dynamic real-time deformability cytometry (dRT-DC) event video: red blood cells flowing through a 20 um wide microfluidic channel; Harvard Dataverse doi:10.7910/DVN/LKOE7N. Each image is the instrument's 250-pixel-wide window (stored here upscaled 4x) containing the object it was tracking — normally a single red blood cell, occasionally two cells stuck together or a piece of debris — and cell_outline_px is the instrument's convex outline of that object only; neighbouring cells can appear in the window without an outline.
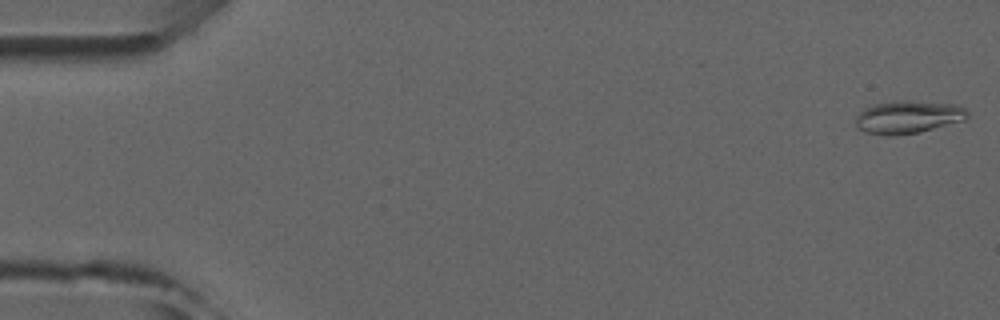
{"species": "common noctule bat (a hibernating species)", "species_latin": "Nyctalus noctula", "temperature_condition": "room temperature", "stored_images_in_passage": 6, "camera_frame_rate_fps": 3000, "um_per_image_px": 0.085, "animal": {"sex": "male", "forearm_length_mm": 52.5}, "frame": {"image": 1, "passage_image": 1, "time_ms": 0.0, "image_size_px": [1000, 320], "cell_outline_px": [[968, 116], [964, 120], [920, 132], [892, 136], [888, 136], [864, 132], [856, 128], [856, 116], [864, 108], [872, 104], [900, 100], [908, 100], [956, 104], [964, 108], [968, 112]], "centroid_in_image_um": [77.16, 9.95], "position_along_channel_um": 7.8, "area_um2": 21.56}}
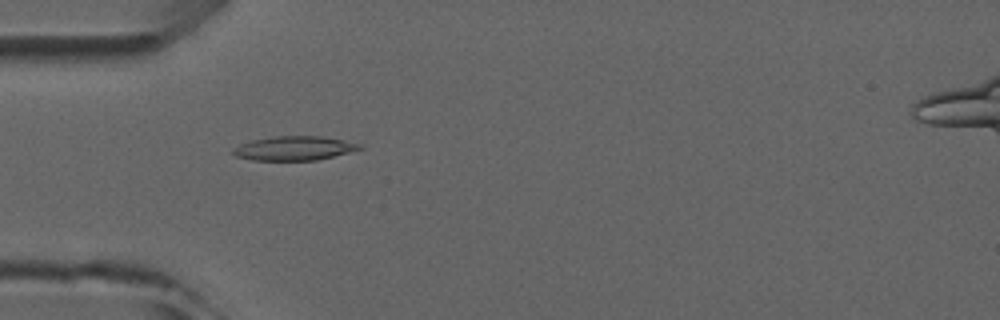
{"frame": {"image": 2, "passage_image": 5, "time_ms": 4.667, "image_size_px": [1000, 320], "cell_outline_px": [[364, 148], [316, 160], [252, 160], [236, 156], [232, 152], [240, 144], [252, 140], [276, 136], [320, 136], [344, 140], [364, 144]], "centroid_in_image_um": [25.05, 12.59], "position_along_channel_um": 60.0, "area_um2": 17.63}}
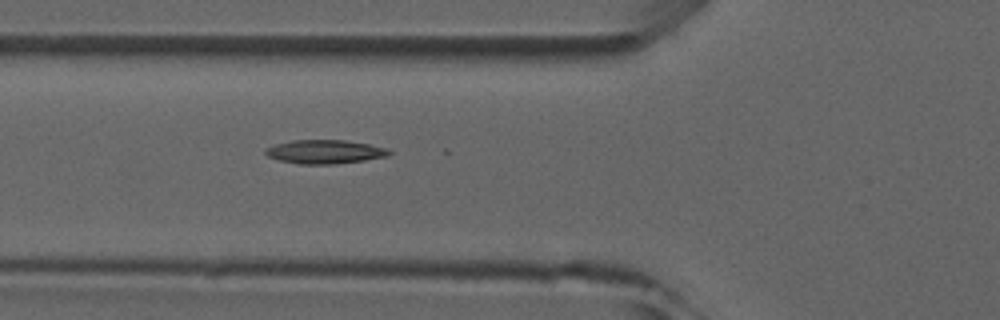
{"frame": {"image": 3, "passage_image": 6, "time_ms": 5.667, "image_size_px": [1000, 320], "cell_outline_px": [[392, 152], [388, 156], [364, 160], [336, 164], [300, 164], [280, 160], [268, 156], [264, 152], [268, 148], [276, 144], [292, 140], [344, 140], [368, 144], [388, 148]], "centroid_in_image_um": [27.65, 12.9], "position_along_channel_um": 98.2, "area_um2": 16.99}}